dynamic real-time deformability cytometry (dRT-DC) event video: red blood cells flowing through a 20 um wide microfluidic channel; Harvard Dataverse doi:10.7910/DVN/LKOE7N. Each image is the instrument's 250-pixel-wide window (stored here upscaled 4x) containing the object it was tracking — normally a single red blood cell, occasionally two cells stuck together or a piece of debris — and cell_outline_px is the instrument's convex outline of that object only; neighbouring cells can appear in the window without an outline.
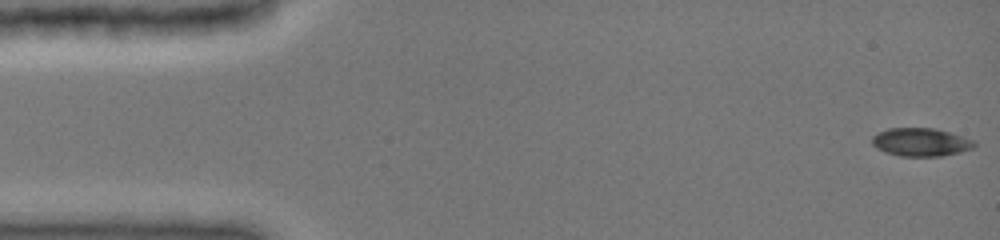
{"species": "common noctule bat (a hibernating species)", "species_latin": "Nyctalus noctula", "temperature_condition": "cold", "stored_images_in_passage": 47, "camera_frame_rate_fps": 3000, "um_per_image_px": 0.085, "animal": {"sex": "female", "body_mass_g": 19.0, "forearm_length_mm": 51.5}, "frame": {"image": 1, "passage_image": 1, "time_ms": 0.0, "image_size_px": [1000, 240], "cell_outline_px": [[976, 144], [972, 148], [960, 152], [940, 156], [900, 156], [884, 152], [876, 148], [872, 144], [872, 136], [888, 128], [932, 128], [948, 132], [976, 140]], "centroid_in_image_um": [78.26, 12.08], "position_along_channel_um": 6.7, "area_um2": 16.76}}
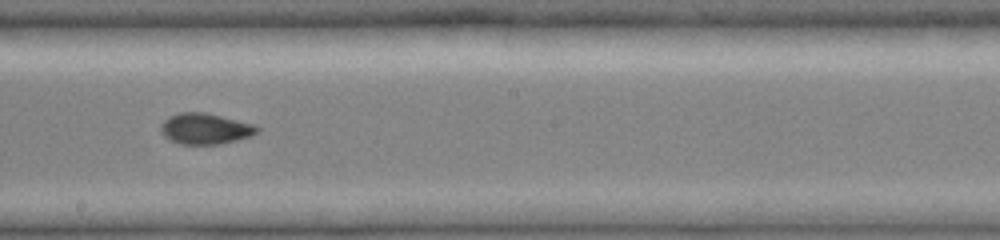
{"frame": {"image": 2, "passage_image": 27, "time_ms": 8.667, "image_size_px": [1000, 240], "cell_outline_px": [[260, 132], [252, 136], [220, 144], [180, 144], [164, 136], [160, 132], [160, 124], [168, 116], [180, 112], [204, 112], [256, 124], [260, 128]], "centroid_in_image_um": [17.47, 10.93], "position_along_channel_um": 230.7, "area_um2": 17.57}}
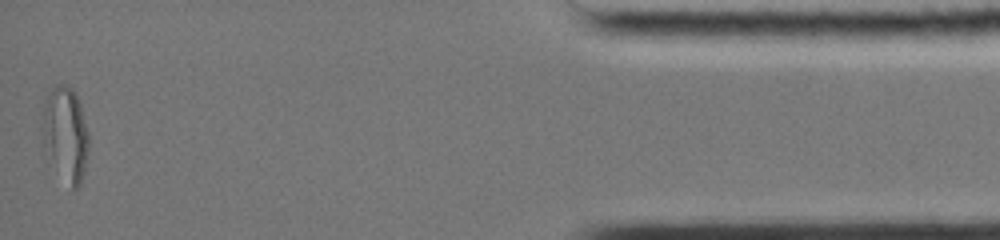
{"frame": {"image": 3, "passage_image": 47, "time_ms": 15.333, "image_size_px": [1000, 240], "cell_outline_px": [[88, 152], [84, 172], [80, 184], [76, 188], [72, 188], [44, 144], [44, 104], [52, 88], [56, 84], [64, 84], [72, 88], [80, 104], [88, 132]], "centroid_in_image_um": [5.63, 11.3], "position_along_channel_um": 429.6, "area_um2": 23.99}, "authors_computed_cell_mechanics": {"area_um2": 17.3978, "velocity_mm_per_s": 4.0216, "shape_relaxation_time_tau1_ms": null, "shape_relaxation_time_tau2_ms": 1.6704, "deformation_change_tau1": null, "deformation_change_tau2": 0.0385}}